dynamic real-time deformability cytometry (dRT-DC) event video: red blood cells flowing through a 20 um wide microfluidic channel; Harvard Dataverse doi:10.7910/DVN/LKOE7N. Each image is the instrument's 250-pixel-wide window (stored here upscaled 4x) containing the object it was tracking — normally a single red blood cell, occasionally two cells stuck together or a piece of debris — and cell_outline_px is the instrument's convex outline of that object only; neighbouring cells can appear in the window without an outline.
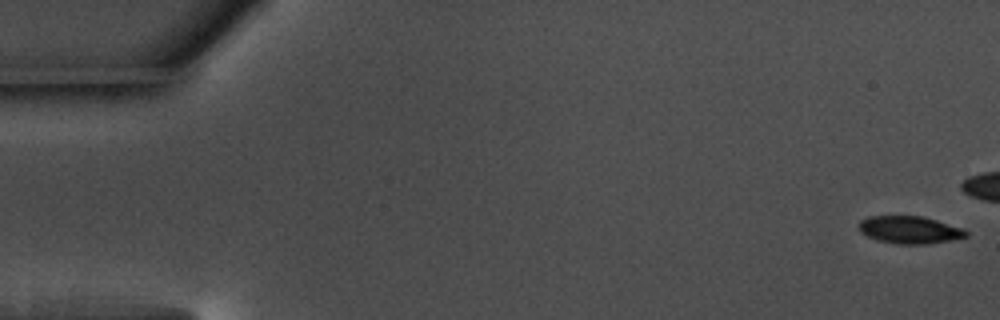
{"species": "common noctule bat (a hibernating species)", "species_latin": "Nyctalus noctula", "temperature_condition": "warm", "stored_images_in_passage": 45, "camera_frame_rate_fps": 3000, "um_per_image_px": 0.085, "animal": {"sex": "male", "body_mass_g": 17.5, "forearm_length_mm": 52.3}, "frame": {"image": 1, "passage_image": 1, "time_ms": 0.0, "image_size_px": [1000, 320], "cell_outline_px": [[968, 236], [928, 244], [896, 244], [876, 240], [860, 232], [860, 220], [868, 216], [924, 216], [964, 228], [968, 232]], "centroid_in_image_um": [77.33, 19.53], "position_along_channel_um": 7.7, "area_um2": 17.22}}
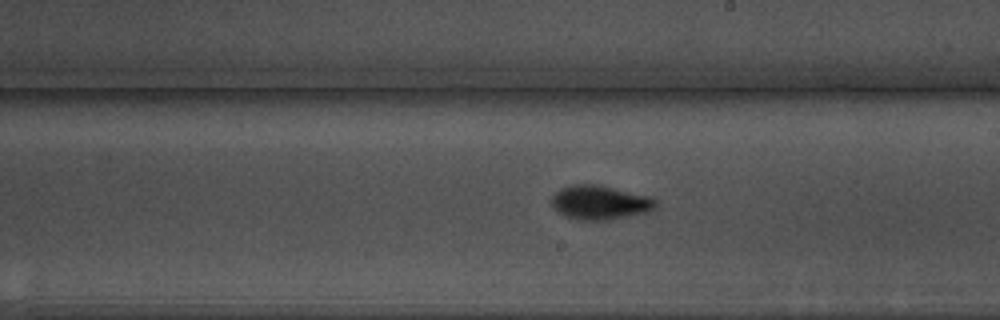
{"frame": {"image": 2, "passage_image": 32, "time_ms": 10.333, "image_size_px": [1000, 320], "cell_outline_px": [[656, 208], [648, 212], [608, 220], [576, 220], [560, 212], [552, 204], [552, 196], [560, 188], [572, 184], [596, 184], [648, 196], [656, 200]], "centroid_in_image_um": [51.0, 17.21], "position_along_channel_um": 238.0, "area_um2": 20.46}}
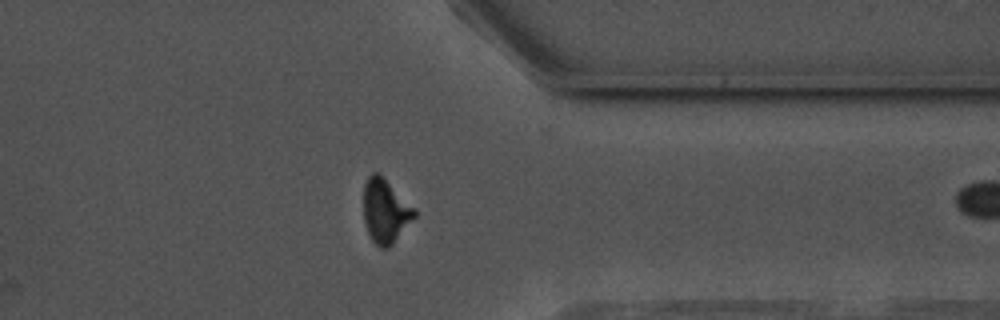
{"frame": {"image": 3, "passage_image": 44, "time_ms": 14.333, "image_size_px": [1000, 320], "cell_outline_px": [[416, 216], [392, 244], [388, 248], [380, 248], [372, 240], [368, 232], [364, 220], [364, 184], [368, 176], [372, 172], [380, 172], [416, 208]], "centroid_in_image_um": [32.77, 17.89], "position_along_channel_um": 378.6, "area_um2": 19.19}}